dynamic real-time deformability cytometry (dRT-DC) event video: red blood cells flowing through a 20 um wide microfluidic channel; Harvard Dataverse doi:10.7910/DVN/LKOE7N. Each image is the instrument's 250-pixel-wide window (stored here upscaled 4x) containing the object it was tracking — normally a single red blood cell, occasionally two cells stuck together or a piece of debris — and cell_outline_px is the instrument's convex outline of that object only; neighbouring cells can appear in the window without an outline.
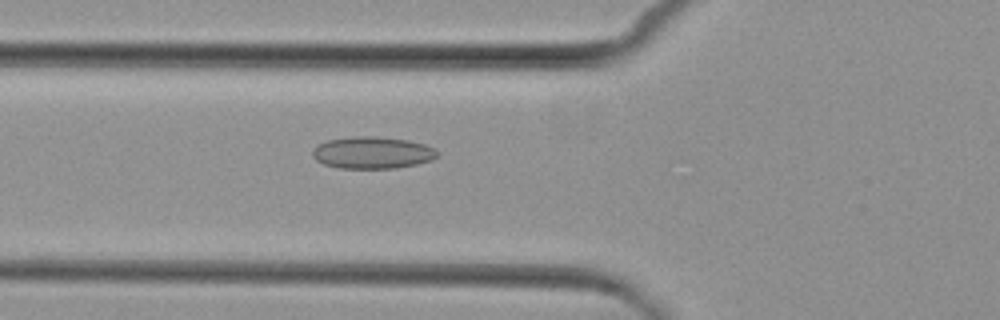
{"species": "common noctule bat (a hibernating species)", "species_latin": "Nyctalus noctula", "temperature_condition": "cold", "stored_images_in_passage": 6, "camera_frame_rate_fps": 3000, "um_per_image_px": 0.085, "animal": {"sex": "female", "body_mass_g": 29.2, "forearm_length_mm": 56.3}, "frame": {"image": 1, "passage_image": 6, "time_ms": 6.667, "image_size_px": [1000, 320], "cell_outline_px": [[440, 152], [432, 160], [416, 164], [396, 168], [340, 168], [324, 164], [316, 160], [312, 156], [312, 148], [316, 144], [328, 140], [356, 136], [376, 136], [408, 140], [424, 144]], "centroid_in_image_um": [31.62, 12.97], "position_along_channel_um": 94.2, "area_um2": 23.29}}